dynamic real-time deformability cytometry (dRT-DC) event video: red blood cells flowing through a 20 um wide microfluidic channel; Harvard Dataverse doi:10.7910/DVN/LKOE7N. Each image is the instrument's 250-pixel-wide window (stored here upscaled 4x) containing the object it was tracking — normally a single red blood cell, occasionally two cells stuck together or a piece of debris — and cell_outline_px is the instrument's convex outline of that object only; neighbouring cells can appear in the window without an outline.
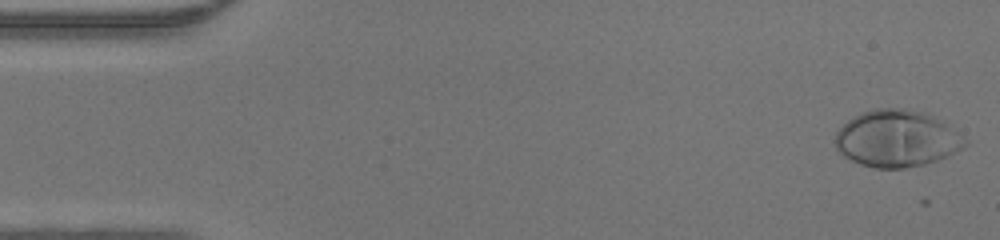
{"species": "human", "species_latin": "Homo sapiens", "temperature_condition": "warm", "stored_images_in_passage": 46, "camera_frame_rate_fps": 3000, "um_per_image_px": 0.085, "donor": {"sex": "male"}, "frame": {"image": 1, "passage_image": 1, "time_ms": 0.0, "image_size_px": [1000, 240], "cell_outline_px": [[968, 144], [964, 148], [948, 156], [924, 164], [904, 168], [876, 168], [860, 164], [844, 156], [836, 148], [836, 132], [848, 120], [860, 112], [872, 108], [908, 108], [928, 112], [968, 140]], "centroid_in_image_um": [76.24, 11.76], "position_along_channel_um": 8.8, "area_um2": 43.06}}
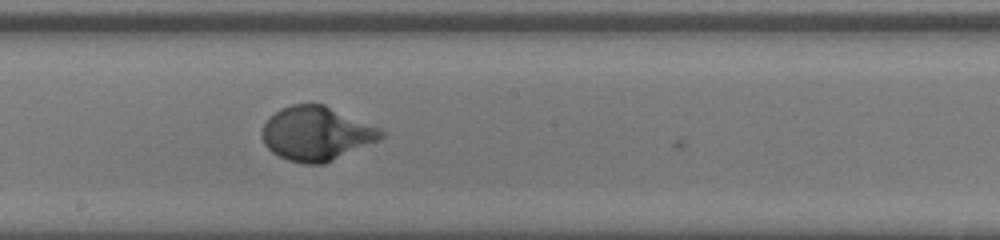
{"frame": {"image": 2, "passage_image": 25, "time_ms": 8.0, "image_size_px": [1000, 240], "cell_outline_px": [[384, 136], [376, 140], [324, 164], [304, 164], [288, 160], [272, 152], [264, 144], [260, 132], [264, 124], [280, 108], [292, 104], [324, 104], [376, 128], [384, 132]], "centroid_in_image_um": [26.81, 11.36], "position_along_channel_um": 221.4, "area_um2": 36.65}}
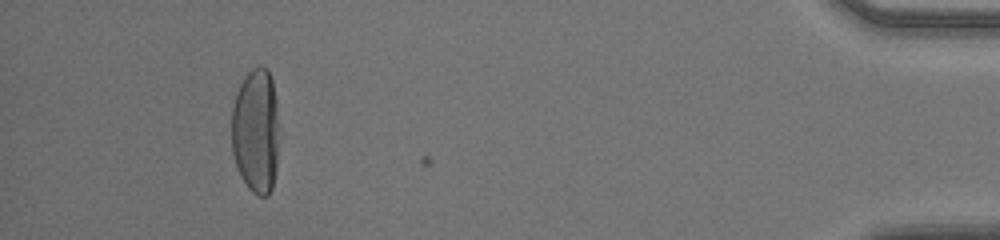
{"frame": {"image": 3, "passage_image": 43, "time_ms": 14.0, "image_size_px": [1000, 240], "cell_outline_px": [[276, 168], [272, 188], [268, 196], [256, 196], [248, 188], [240, 176], [232, 152], [232, 108], [236, 92], [244, 76], [256, 64], [260, 64], [268, 68], [272, 80], [276, 100]], "centroid_in_image_um": [21.71, 11.1], "position_along_channel_um": 413.5, "area_um2": 34.56}}